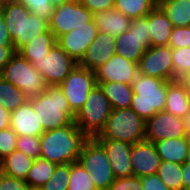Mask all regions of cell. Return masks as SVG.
I'll return each instance as SVG.
<instances>
[{"label":"cell","instance_id":"obj_1","mask_svg":"<svg viewBox=\"0 0 190 190\" xmlns=\"http://www.w3.org/2000/svg\"><path fill=\"white\" fill-rule=\"evenodd\" d=\"M87 139L74 121L67 126L45 131L40 136V158L57 165L78 162L82 146Z\"/></svg>","mask_w":190,"mask_h":190},{"label":"cell","instance_id":"obj_2","mask_svg":"<svg viewBox=\"0 0 190 190\" xmlns=\"http://www.w3.org/2000/svg\"><path fill=\"white\" fill-rule=\"evenodd\" d=\"M2 17L16 52L33 37L49 30V22L31 13L17 0L4 2Z\"/></svg>","mask_w":190,"mask_h":190},{"label":"cell","instance_id":"obj_3","mask_svg":"<svg viewBox=\"0 0 190 190\" xmlns=\"http://www.w3.org/2000/svg\"><path fill=\"white\" fill-rule=\"evenodd\" d=\"M45 131L71 124L75 113L59 86H47L40 95L28 99Z\"/></svg>","mask_w":190,"mask_h":190},{"label":"cell","instance_id":"obj_4","mask_svg":"<svg viewBox=\"0 0 190 190\" xmlns=\"http://www.w3.org/2000/svg\"><path fill=\"white\" fill-rule=\"evenodd\" d=\"M133 98L130 108L145 121L157 112L164 111L167 98V81L138 74L132 83Z\"/></svg>","mask_w":190,"mask_h":190},{"label":"cell","instance_id":"obj_5","mask_svg":"<svg viewBox=\"0 0 190 190\" xmlns=\"http://www.w3.org/2000/svg\"><path fill=\"white\" fill-rule=\"evenodd\" d=\"M146 121L131 108L112 109L96 140H117L133 145L145 140Z\"/></svg>","mask_w":190,"mask_h":190},{"label":"cell","instance_id":"obj_6","mask_svg":"<svg viewBox=\"0 0 190 190\" xmlns=\"http://www.w3.org/2000/svg\"><path fill=\"white\" fill-rule=\"evenodd\" d=\"M0 76L24 92L28 99L40 95L48 86L40 71L18 52L4 66Z\"/></svg>","mask_w":190,"mask_h":190},{"label":"cell","instance_id":"obj_7","mask_svg":"<svg viewBox=\"0 0 190 190\" xmlns=\"http://www.w3.org/2000/svg\"><path fill=\"white\" fill-rule=\"evenodd\" d=\"M111 111L108 98L99 85H96L90 91L83 107L75 115L74 122L88 138H94L104 128Z\"/></svg>","mask_w":190,"mask_h":190},{"label":"cell","instance_id":"obj_8","mask_svg":"<svg viewBox=\"0 0 190 190\" xmlns=\"http://www.w3.org/2000/svg\"><path fill=\"white\" fill-rule=\"evenodd\" d=\"M78 162L90 176L97 190H108L115 176L110 160L103 146L95 139L88 138L81 149Z\"/></svg>","mask_w":190,"mask_h":190},{"label":"cell","instance_id":"obj_9","mask_svg":"<svg viewBox=\"0 0 190 190\" xmlns=\"http://www.w3.org/2000/svg\"><path fill=\"white\" fill-rule=\"evenodd\" d=\"M96 85L95 71L77 64L59 87L66 97L70 109L77 114Z\"/></svg>","mask_w":190,"mask_h":190},{"label":"cell","instance_id":"obj_10","mask_svg":"<svg viewBox=\"0 0 190 190\" xmlns=\"http://www.w3.org/2000/svg\"><path fill=\"white\" fill-rule=\"evenodd\" d=\"M93 19V13L84 7L80 0H73L55 6L49 22V30L55 38L83 26Z\"/></svg>","mask_w":190,"mask_h":190},{"label":"cell","instance_id":"obj_11","mask_svg":"<svg viewBox=\"0 0 190 190\" xmlns=\"http://www.w3.org/2000/svg\"><path fill=\"white\" fill-rule=\"evenodd\" d=\"M78 63L57 43L33 66L40 71L48 86H59Z\"/></svg>","mask_w":190,"mask_h":190},{"label":"cell","instance_id":"obj_12","mask_svg":"<svg viewBox=\"0 0 190 190\" xmlns=\"http://www.w3.org/2000/svg\"><path fill=\"white\" fill-rule=\"evenodd\" d=\"M139 74L157 77L166 81L173 80L172 48L151 46L138 63Z\"/></svg>","mask_w":190,"mask_h":190},{"label":"cell","instance_id":"obj_13","mask_svg":"<svg viewBox=\"0 0 190 190\" xmlns=\"http://www.w3.org/2000/svg\"><path fill=\"white\" fill-rule=\"evenodd\" d=\"M179 137H187L183 118L176 117L166 111H160L146 120L145 140L155 143Z\"/></svg>","mask_w":190,"mask_h":190},{"label":"cell","instance_id":"obj_14","mask_svg":"<svg viewBox=\"0 0 190 190\" xmlns=\"http://www.w3.org/2000/svg\"><path fill=\"white\" fill-rule=\"evenodd\" d=\"M98 34L94 19L83 26L65 33L56 39V43L77 63L83 58L87 48L96 40Z\"/></svg>","mask_w":190,"mask_h":190},{"label":"cell","instance_id":"obj_15","mask_svg":"<svg viewBox=\"0 0 190 190\" xmlns=\"http://www.w3.org/2000/svg\"><path fill=\"white\" fill-rule=\"evenodd\" d=\"M138 74L137 63L116 53L95 70L97 82H122L132 85Z\"/></svg>","mask_w":190,"mask_h":190},{"label":"cell","instance_id":"obj_16","mask_svg":"<svg viewBox=\"0 0 190 190\" xmlns=\"http://www.w3.org/2000/svg\"><path fill=\"white\" fill-rule=\"evenodd\" d=\"M130 160L133 176L144 177L157 174L161 163L154 143L147 140L132 145Z\"/></svg>","mask_w":190,"mask_h":190},{"label":"cell","instance_id":"obj_17","mask_svg":"<svg viewBox=\"0 0 190 190\" xmlns=\"http://www.w3.org/2000/svg\"><path fill=\"white\" fill-rule=\"evenodd\" d=\"M115 49V37L98 32L96 40L87 48L78 65L95 71L116 53Z\"/></svg>","mask_w":190,"mask_h":190},{"label":"cell","instance_id":"obj_18","mask_svg":"<svg viewBox=\"0 0 190 190\" xmlns=\"http://www.w3.org/2000/svg\"><path fill=\"white\" fill-rule=\"evenodd\" d=\"M105 149L115 178L133 176L130 160L132 145L117 140H97Z\"/></svg>","mask_w":190,"mask_h":190},{"label":"cell","instance_id":"obj_19","mask_svg":"<svg viewBox=\"0 0 190 190\" xmlns=\"http://www.w3.org/2000/svg\"><path fill=\"white\" fill-rule=\"evenodd\" d=\"M10 127L18 136L40 137L44 133V128L29 101L11 112Z\"/></svg>","mask_w":190,"mask_h":190},{"label":"cell","instance_id":"obj_20","mask_svg":"<svg viewBox=\"0 0 190 190\" xmlns=\"http://www.w3.org/2000/svg\"><path fill=\"white\" fill-rule=\"evenodd\" d=\"M93 19L98 32L110 34L115 38L129 30L132 20L115 8L94 13Z\"/></svg>","mask_w":190,"mask_h":190},{"label":"cell","instance_id":"obj_21","mask_svg":"<svg viewBox=\"0 0 190 190\" xmlns=\"http://www.w3.org/2000/svg\"><path fill=\"white\" fill-rule=\"evenodd\" d=\"M148 24L151 46H168L173 25L158 5L148 14Z\"/></svg>","mask_w":190,"mask_h":190},{"label":"cell","instance_id":"obj_22","mask_svg":"<svg viewBox=\"0 0 190 190\" xmlns=\"http://www.w3.org/2000/svg\"><path fill=\"white\" fill-rule=\"evenodd\" d=\"M161 161H170L177 164L186 162L190 147L189 137L164 139L154 143Z\"/></svg>","mask_w":190,"mask_h":190},{"label":"cell","instance_id":"obj_23","mask_svg":"<svg viewBox=\"0 0 190 190\" xmlns=\"http://www.w3.org/2000/svg\"><path fill=\"white\" fill-rule=\"evenodd\" d=\"M55 44L56 38L54 34L48 30L33 37L31 41L21 47L17 52L34 64L36 61L43 59Z\"/></svg>","mask_w":190,"mask_h":190},{"label":"cell","instance_id":"obj_24","mask_svg":"<svg viewBox=\"0 0 190 190\" xmlns=\"http://www.w3.org/2000/svg\"><path fill=\"white\" fill-rule=\"evenodd\" d=\"M164 111L179 118L185 117L190 112L188 94L177 79L167 81V98Z\"/></svg>","mask_w":190,"mask_h":190},{"label":"cell","instance_id":"obj_25","mask_svg":"<svg viewBox=\"0 0 190 190\" xmlns=\"http://www.w3.org/2000/svg\"><path fill=\"white\" fill-rule=\"evenodd\" d=\"M97 85L108 98L112 109L130 108L134 95L132 85L122 82H97Z\"/></svg>","mask_w":190,"mask_h":190},{"label":"cell","instance_id":"obj_26","mask_svg":"<svg viewBox=\"0 0 190 190\" xmlns=\"http://www.w3.org/2000/svg\"><path fill=\"white\" fill-rule=\"evenodd\" d=\"M34 160L25 153L14 150L0 161V172L14 178L25 180Z\"/></svg>","mask_w":190,"mask_h":190},{"label":"cell","instance_id":"obj_27","mask_svg":"<svg viewBox=\"0 0 190 190\" xmlns=\"http://www.w3.org/2000/svg\"><path fill=\"white\" fill-rule=\"evenodd\" d=\"M115 42L116 54L123 56L124 58L137 64L139 63L143 54L146 52V49L143 47V41L130 30L125 31L116 37Z\"/></svg>","mask_w":190,"mask_h":190},{"label":"cell","instance_id":"obj_28","mask_svg":"<svg viewBox=\"0 0 190 190\" xmlns=\"http://www.w3.org/2000/svg\"><path fill=\"white\" fill-rule=\"evenodd\" d=\"M157 5L166 14L173 27L190 26V1L159 0Z\"/></svg>","mask_w":190,"mask_h":190},{"label":"cell","instance_id":"obj_29","mask_svg":"<svg viewBox=\"0 0 190 190\" xmlns=\"http://www.w3.org/2000/svg\"><path fill=\"white\" fill-rule=\"evenodd\" d=\"M56 166L46 159H35L25 179L27 185L41 188L52 177Z\"/></svg>","mask_w":190,"mask_h":190},{"label":"cell","instance_id":"obj_30","mask_svg":"<svg viewBox=\"0 0 190 190\" xmlns=\"http://www.w3.org/2000/svg\"><path fill=\"white\" fill-rule=\"evenodd\" d=\"M155 0H115L114 8L130 19L142 18L148 15L155 7Z\"/></svg>","mask_w":190,"mask_h":190},{"label":"cell","instance_id":"obj_31","mask_svg":"<svg viewBox=\"0 0 190 190\" xmlns=\"http://www.w3.org/2000/svg\"><path fill=\"white\" fill-rule=\"evenodd\" d=\"M28 102V98L20 89L0 76V104L12 112Z\"/></svg>","mask_w":190,"mask_h":190},{"label":"cell","instance_id":"obj_32","mask_svg":"<svg viewBox=\"0 0 190 190\" xmlns=\"http://www.w3.org/2000/svg\"><path fill=\"white\" fill-rule=\"evenodd\" d=\"M157 174L169 189L183 190L182 164L161 161Z\"/></svg>","mask_w":190,"mask_h":190},{"label":"cell","instance_id":"obj_33","mask_svg":"<svg viewBox=\"0 0 190 190\" xmlns=\"http://www.w3.org/2000/svg\"><path fill=\"white\" fill-rule=\"evenodd\" d=\"M68 190H97L94 182L79 162L70 164Z\"/></svg>","mask_w":190,"mask_h":190},{"label":"cell","instance_id":"obj_34","mask_svg":"<svg viewBox=\"0 0 190 190\" xmlns=\"http://www.w3.org/2000/svg\"><path fill=\"white\" fill-rule=\"evenodd\" d=\"M70 163L58 164L52 177L41 188L43 190H68Z\"/></svg>","mask_w":190,"mask_h":190},{"label":"cell","instance_id":"obj_35","mask_svg":"<svg viewBox=\"0 0 190 190\" xmlns=\"http://www.w3.org/2000/svg\"><path fill=\"white\" fill-rule=\"evenodd\" d=\"M173 80L190 72V47L172 48Z\"/></svg>","mask_w":190,"mask_h":190},{"label":"cell","instance_id":"obj_36","mask_svg":"<svg viewBox=\"0 0 190 190\" xmlns=\"http://www.w3.org/2000/svg\"><path fill=\"white\" fill-rule=\"evenodd\" d=\"M22 3L31 13L50 22L54 6L49 0H17Z\"/></svg>","mask_w":190,"mask_h":190},{"label":"cell","instance_id":"obj_37","mask_svg":"<svg viewBox=\"0 0 190 190\" xmlns=\"http://www.w3.org/2000/svg\"><path fill=\"white\" fill-rule=\"evenodd\" d=\"M16 150L25 153L27 156L38 159L41 156L40 137L18 136Z\"/></svg>","mask_w":190,"mask_h":190},{"label":"cell","instance_id":"obj_38","mask_svg":"<svg viewBox=\"0 0 190 190\" xmlns=\"http://www.w3.org/2000/svg\"><path fill=\"white\" fill-rule=\"evenodd\" d=\"M131 32L143 41V47L147 50L151 47V38L149 34L148 15L142 18H134L131 20L130 28Z\"/></svg>","mask_w":190,"mask_h":190},{"label":"cell","instance_id":"obj_39","mask_svg":"<svg viewBox=\"0 0 190 190\" xmlns=\"http://www.w3.org/2000/svg\"><path fill=\"white\" fill-rule=\"evenodd\" d=\"M17 138L11 127L0 130V161L16 150Z\"/></svg>","mask_w":190,"mask_h":190},{"label":"cell","instance_id":"obj_40","mask_svg":"<svg viewBox=\"0 0 190 190\" xmlns=\"http://www.w3.org/2000/svg\"><path fill=\"white\" fill-rule=\"evenodd\" d=\"M168 46L171 48L190 47V26L173 27Z\"/></svg>","mask_w":190,"mask_h":190},{"label":"cell","instance_id":"obj_41","mask_svg":"<svg viewBox=\"0 0 190 190\" xmlns=\"http://www.w3.org/2000/svg\"><path fill=\"white\" fill-rule=\"evenodd\" d=\"M108 190H143L140 178L130 176L124 178H115Z\"/></svg>","mask_w":190,"mask_h":190},{"label":"cell","instance_id":"obj_42","mask_svg":"<svg viewBox=\"0 0 190 190\" xmlns=\"http://www.w3.org/2000/svg\"><path fill=\"white\" fill-rule=\"evenodd\" d=\"M27 182L0 172V190H26Z\"/></svg>","mask_w":190,"mask_h":190},{"label":"cell","instance_id":"obj_43","mask_svg":"<svg viewBox=\"0 0 190 190\" xmlns=\"http://www.w3.org/2000/svg\"><path fill=\"white\" fill-rule=\"evenodd\" d=\"M80 2L93 14L114 8L115 4V0H80Z\"/></svg>","mask_w":190,"mask_h":190},{"label":"cell","instance_id":"obj_44","mask_svg":"<svg viewBox=\"0 0 190 190\" xmlns=\"http://www.w3.org/2000/svg\"><path fill=\"white\" fill-rule=\"evenodd\" d=\"M143 190H171L160 179L158 174L140 177Z\"/></svg>","mask_w":190,"mask_h":190},{"label":"cell","instance_id":"obj_45","mask_svg":"<svg viewBox=\"0 0 190 190\" xmlns=\"http://www.w3.org/2000/svg\"><path fill=\"white\" fill-rule=\"evenodd\" d=\"M15 53L14 46H0V72Z\"/></svg>","mask_w":190,"mask_h":190},{"label":"cell","instance_id":"obj_46","mask_svg":"<svg viewBox=\"0 0 190 190\" xmlns=\"http://www.w3.org/2000/svg\"><path fill=\"white\" fill-rule=\"evenodd\" d=\"M0 46H14L2 15L0 16Z\"/></svg>","mask_w":190,"mask_h":190},{"label":"cell","instance_id":"obj_47","mask_svg":"<svg viewBox=\"0 0 190 190\" xmlns=\"http://www.w3.org/2000/svg\"><path fill=\"white\" fill-rule=\"evenodd\" d=\"M10 114L11 112L0 104V130L10 127Z\"/></svg>","mask_w":190,"mask_h":190},{"label":"cell","instance_id":"obj_48","mask_svg":"<svg viewBox=\"0 0 190 190\" xmlns=\"http://www.w3.org/2000/svg\"><path fill=\"white\" fill-rule=\"evenodd\" d=\"M182 183L183 190L190 187V165L187 163L182 164Z\"/></svg>","mask_w":190,"mask_h":190},{"label":"cell","instance_id":"obj_49","mask_svg":"<svg viewBox=\"0 0 190 190\" xmlns=\"http://www.w3.org/2000/svg\"><path fill=\"white\" fill-rule=\"evenodd\" d=\"M177 80L182 84L184 90L188 94V102L190 105V72L183 74Z\"/></svg>","mask_w":190,"mask_h":190},{"label":"cell","instance_id":"obj_50","mask_svg":"<svg viewBox=\"0 0 190 190\" xmlns=\"http://www.w3.org/2000/svg\"><path fill=\"white\" fill-rule=\"evenodd\" d=\"M183 123L187 137L190 138V112L185 117H183Z\"/></svg>","mask_w":190,"mask_h":190},{"label":"cell","instance_id":"obj_51","mask_svg":"<svg viewBox=\"0 0 190 190\" xmlns=\"http://www.w3.org/2000/svg\"><path fill=\"white\" fill-rule=\"evenodd\" d=\"M49 1L55 7V6H58V5H61L63 3H67L73 0H49Z\"/></svg>","mask_w":190,"mask_h":190},{"label":"cell","instance_id":"obj_52","mask_svg":"<svg viewBox=\"0 0 190 190\" xmlns=\"http://www.w3.org/2000/svg\"><path fill=\"white\" fill-rule=\"evenodd\" d=\"M4 2H5V1L0 0V16L2 15V10H3Z\"/></svg>","mask_w":190,"mask_h":190},{"label":"cell","instance_id":"obj_53","mask_svg":"<svg viewBox=\"0 0 190 190\" xmlns=\"http://www.w3.org/2000/svg\"><path fill=\"white\" fill-rule=\"evenodd\" d=\"M187 164L190 165V147H189V151H188V154H187V159H186V162Z\"/></svg>","mask_w":190,"mask_h":190},{"label":"cell","instance_id":"obj_54","mask_svg":"<svg viewBox=\"0 0 190 190\" xmlns=\"http://www.w3.org/2000/svg\"><path fill=\"white\" fill-rule=\"evenodd\" d=\"M26 190H43L42 188H39V187H27Z\"/></svg>","mask_w":190,"mask_h":190}]
</instances>
